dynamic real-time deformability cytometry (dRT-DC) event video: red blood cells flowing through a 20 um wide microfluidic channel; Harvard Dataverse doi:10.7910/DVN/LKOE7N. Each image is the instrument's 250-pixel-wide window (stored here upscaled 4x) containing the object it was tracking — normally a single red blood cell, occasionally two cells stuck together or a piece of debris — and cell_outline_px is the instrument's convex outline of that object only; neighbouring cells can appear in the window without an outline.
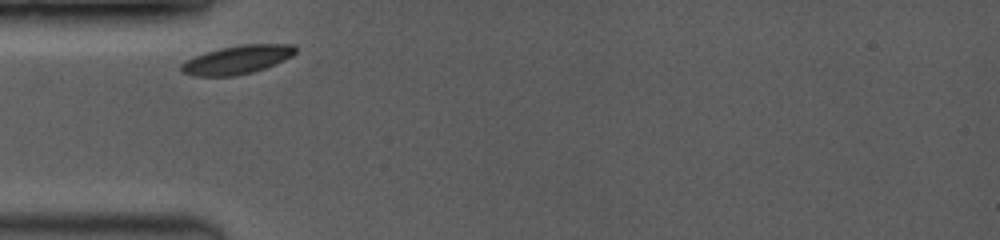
{"species": "common noctule bat (a hibernating species)", "species_latin": "Nyctalus noctula", "temperature_condition": "room temperature", "stored_images_in_passage": 30, "camera_frame_rate_fps": 3500, "um_per_image_px": 0.085, "animal": {"sex": "female", "body_mass_g": 19.0, "forearm_length_mm": 53.3}, "frame": {"image": 1, "passage_image": 1, "time_ms": 0.0, "image_size_px": [1000, 240], "cell_outline_px": [[296, 52], [292, 56], [284, 60], [264, 68], [252, 72], [236, 76], [192, 76], [180, 72], [180, 64], [192, 56], [204, 52], [220, 48], [240, 44], [292, 44], [296, 48]], "centroid_in_image_um": [20.1, 5.08], "position_along_channel_um": 64.9, "area_um2": 19.19}}
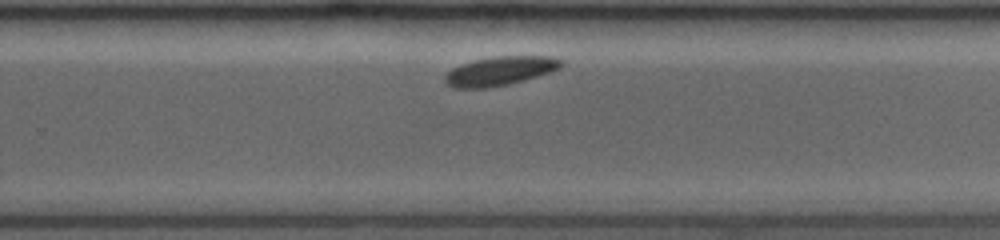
{"frame": {"image": 2, "passage_image": 17, "time_ms": 6.0, "image_size_px": [1000, 240], "cell_outline_px": [[564, 64], [560, 68], [524, 80], [508, 84], [484, 88], [452, 88], [444, 84], [444, 76], [452, 68], [460, 64], [476, 60], [496, 56], [552, 56], [564, 60]], "centroid_in_image_um": [42.48, 6.03], "position_along_channel_um": 287.3, "area_um2": 19.65}}
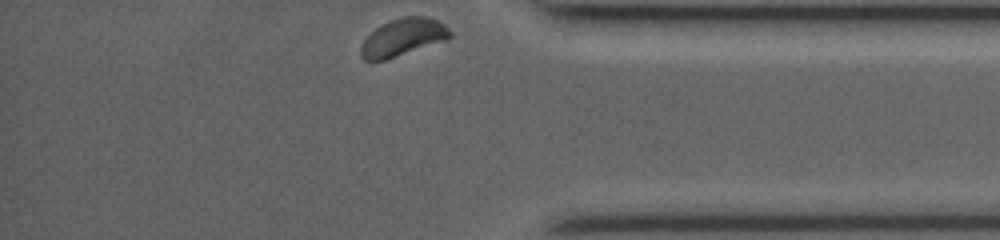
{"frame": {"image": 3, "passage_image": 30, "time_ms": 9.143, "image_size_px": [1000, 240], "cell_outline_px": [[452, 36], [448, 40], [384, 60], [364, 60], [360, 56], [360, 48], [364, 40], [376, 28], [392, 20], [404, 16], [428, 16], [444, 24], [452, 32]], "centroid_in_image_um": [34.29, 3.17], "position_along_channel_um": 400.9, "area_um2": 19.31}}